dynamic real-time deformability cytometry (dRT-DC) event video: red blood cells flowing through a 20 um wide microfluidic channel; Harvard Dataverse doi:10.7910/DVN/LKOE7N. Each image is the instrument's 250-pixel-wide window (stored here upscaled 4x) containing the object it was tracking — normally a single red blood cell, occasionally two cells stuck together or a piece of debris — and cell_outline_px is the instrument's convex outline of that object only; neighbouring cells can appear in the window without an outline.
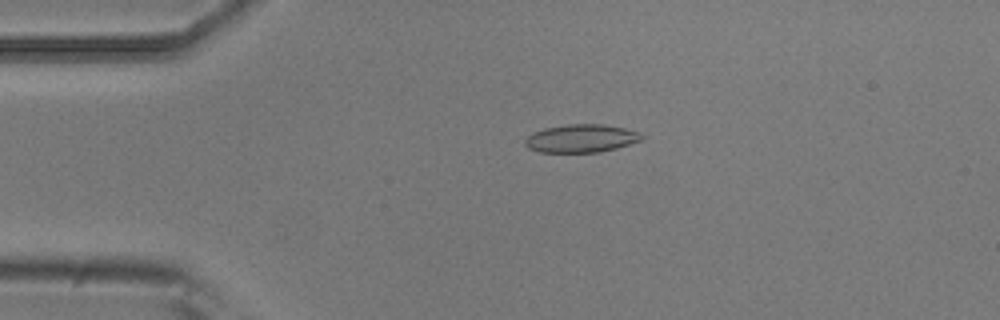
{"species": "common noctule bat (a hibernating species)", "species_latin": "Nyctalus noctula", "temperature_condition": "room temperature", "stored_images_in_passage": 4, "camera_frame_rate_fps": 3000, "um_per_image_px": 0.085, "animal": {"sex": "male", "body_mass_g": 20.5, "forearm_length_mm": 52.5}, "frame": {"image": 1, "passage_image": 3, "time_ms": 0.667, "image_size_px": [1000, 320], "cell_outline_px": [[644, 136], [640, 140], [616, 148], [600, 152], [540, 152], [528, 148], [524, 144], [524, 140], [532, 132], [544, 128], [568, 124], [604, 124], [624, 128], [640, 132]], "centroid_in_image_um": [49.37, 11.76], "position_along_channel_um": 35.6, "area_um2": 19.07}}